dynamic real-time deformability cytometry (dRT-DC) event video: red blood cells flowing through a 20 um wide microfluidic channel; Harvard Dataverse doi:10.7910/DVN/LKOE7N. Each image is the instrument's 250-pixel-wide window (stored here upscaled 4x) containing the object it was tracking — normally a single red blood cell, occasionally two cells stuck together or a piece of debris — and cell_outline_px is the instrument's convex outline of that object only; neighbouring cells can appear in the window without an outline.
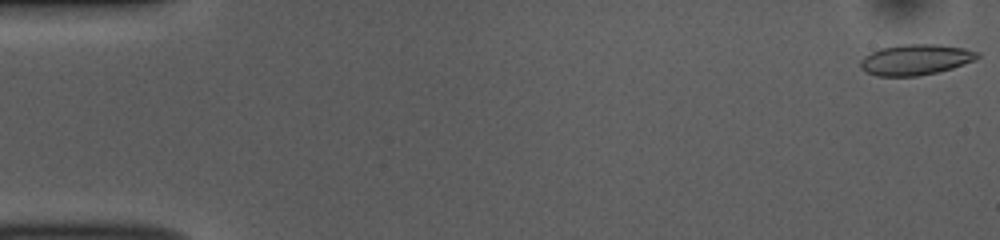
{"species": "common noctule bat (a hibernating species)", "species_latin": "Nyctalus noctula", "temperature_condition": "room temperature", "stored_images_in_passage": 52, "camera_frame_rate_fps": 3000, "um_per_image_px": 0.085, "animal": {"sex": "female", "body_mass_g": 10.0, "forearm_length_mm": 53.1}, "frame": {"image": 1, "passage_image": 1, "time_ms": 0.0, "image_size_px": [1000, 240], "cell_outline_px": [[980, 56], [976, 60], [952, 68], [936, 72], [916, 76], [876, 76], [860, 68], [860, 60], [864, 56], [880, 48], [904, 44], [940, 44], [964, 48], [980, 52]], "centroid_in_image_um": [77.84, 5.06], "position_along_channel_um": 7.2, "area_um2": 20.98}}
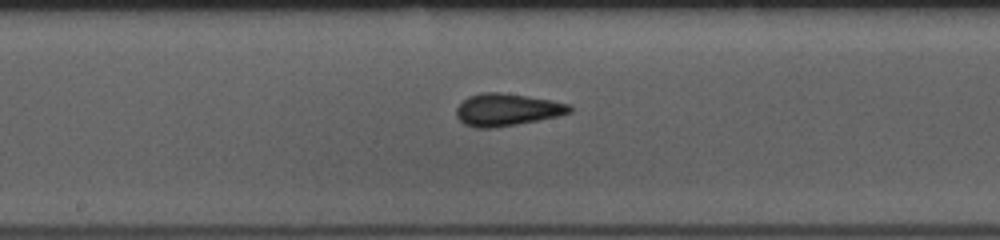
{"frame": {"image": 2, "passage_image": 27, "time_ms": 8.667, "image_size_px": [1000, 240], "cell_outline_px": [[572, 112], [556, 116], [516, 124], [492, 128], [476, 128], [464, 124], [456, 116], [456, 108], [468, 96], [480, 92], [500, 92], [528, 96], [552, 100], [572, 104]], "centroid_in_image_um": [43.08, 9.31], "position_along_channel_um": 205.1, "area_um2": 21.33}}
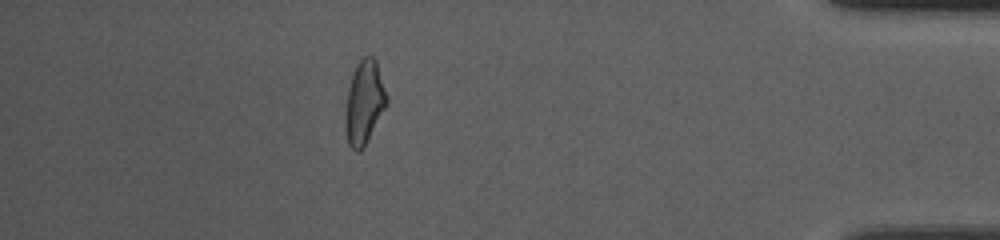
{"frame": {"image": 3, "passage_image": 46, "time_ms": 15.0, "image_size_px": [1000, 240], "cell_outline_px": [[388, 104], [364, 148], [360, 152], [356, 152], [348, 144], [344, 128], [344, 116], [348, 88], [356, 64], [364, 56], [372, 56], [376, 60], [388, 100]], "centroid_in_image_um": [30.95, 8.76], "position_along_channel_um": 404.3, "area_um2": 20.4}, "authors_computed_cell_mechanics": {"area_um2": 20.6057, "velocity_mm_per_s": 3.8728, "shape_relaxation_time_tau1_ms": 4.4814, "shape_relaxation_time_tau2_ms": 1.0911, "deformation_change_tau1": 0.1313, "deformation_change_tau2": 0.0666}}